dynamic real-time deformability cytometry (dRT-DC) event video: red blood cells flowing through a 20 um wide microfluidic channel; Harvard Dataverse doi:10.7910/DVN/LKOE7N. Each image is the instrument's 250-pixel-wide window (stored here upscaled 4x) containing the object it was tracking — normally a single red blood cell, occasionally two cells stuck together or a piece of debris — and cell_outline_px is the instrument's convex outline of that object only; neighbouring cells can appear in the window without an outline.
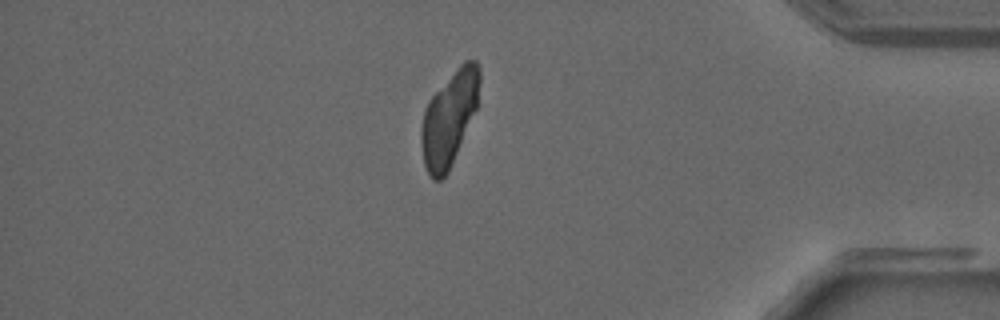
{"species": "common noctule bat (a hibernating species)", "species_latin": "Nyctalus noctula", "temperature_condition": "warm", "stored_images_in_passage": 33, "camera_frame_rate_fps": 3000, "um_per_image_px": 0.085, "animal": {"sex": "male", "forearm_length_mm": 52.5}, "frame": {"image": 1, "passage_image": 28, "time_ms": 9.0, "image_size_px": [1000, 320], "cell_outline_px": [[480, 80], [476, 108], [448, 172], [440, 180], [432, 180], [424, 164], [420, 140], [420, 128], [424, 112], [428, 100], [460, 64], [464, 60], [476, 60], [480, 68]], "centroid_in_image_um": [38.16, 10.04], "position_along_channel_um": 397.0, "area_um2": 31.62}}